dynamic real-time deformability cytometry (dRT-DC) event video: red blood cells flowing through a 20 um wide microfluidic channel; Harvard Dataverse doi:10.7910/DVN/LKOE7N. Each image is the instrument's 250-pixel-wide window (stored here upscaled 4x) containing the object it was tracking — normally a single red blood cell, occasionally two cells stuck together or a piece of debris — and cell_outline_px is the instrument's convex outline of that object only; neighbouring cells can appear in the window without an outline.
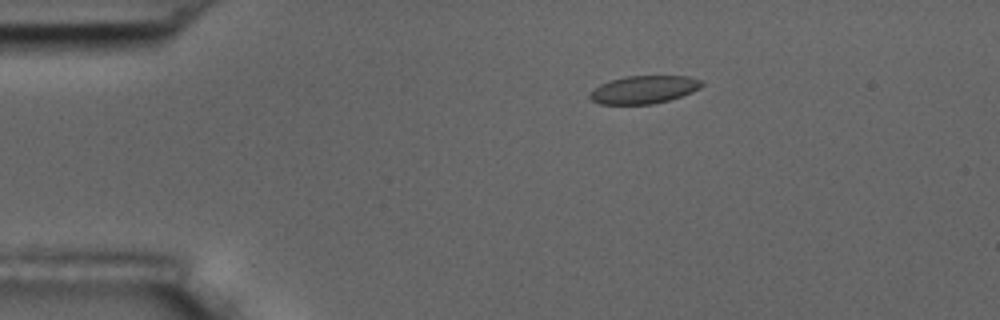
{"species": "common noctule bat (a hibernating species)", "species_latin": "Nyctalus noctula", "temperature_condition": "room temperature", "stored_images_in_passage": 49, "camera_frame_rate_fps": 3000, "um_per_image_px": 0.085, "animal": {"sex": "male", "body_mass_g": 17.5, "forearm_length_mm": 52.3}, "frame": {"image": 1, "passage_image": 3, "time_ms": 0.667, "image_size_px": [1000, 320], "cell_outline_px": [[704, 84], [700, 88], [692, 92], [668, 100], [652, 104], [600, 104], [592, 100], [588, 96], [600, 84], [608, 80], [624, 76], [688, 76], [700, 80]], "centroid_in_image_um": [54.72, 7.61], "position_along_channel_um": 30.3, "area_um2": 18.09}}
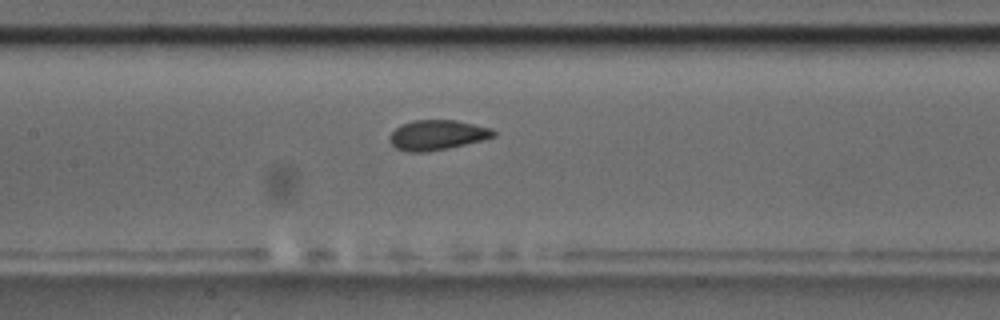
{"frame": {"image": 2, "passage_image": 19, "time_ms": 6.0, "image_size_px": [1000, 320], "cell_outline_px": [[496, 136], [448, 148], [424, 152], [408, 152], [396, 148], [392, 144], [388, 136], [400, 124], [412, 120], [456, 120], [492, 128], [496, 132]], "centroid_in_image_um": [37.14, 11.46], "position_along_channel_um": 170.3, "area_um2": 18.09}}
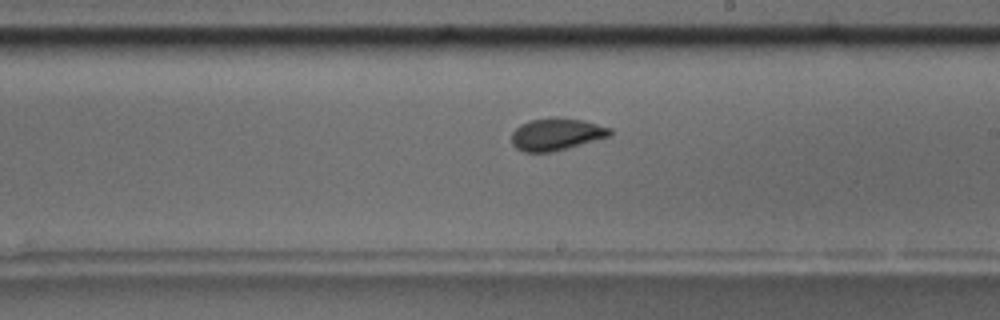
{"frame": {"image": 3, "passage_image": 25, "time_ms": 8.0, "image_size_px": [1000, 320], "cell_outline_px": [[612, 136], [568, 148], [552, 152], [524, 152], [516, 148], [512, 144], [512, 132], [520, 124], [528, 120], [556, 116], [584, 120], [612, 128]], "centroid_in_image_um": [47.31, 11.4], "position_along_channel_um": 241.7, "area_um2": 18.84}, "authors_computed_cell_mechanics": {"area_um2": 18.2648, "velocity_mm_per_s": 3.5972, "shape_relaxation_time_tau1_ms": null, "shape_relaxation_time_tau2_ms": 0.6395, "deformation_change_tau1": null, "deformation_change_tau2": 0.0578}}